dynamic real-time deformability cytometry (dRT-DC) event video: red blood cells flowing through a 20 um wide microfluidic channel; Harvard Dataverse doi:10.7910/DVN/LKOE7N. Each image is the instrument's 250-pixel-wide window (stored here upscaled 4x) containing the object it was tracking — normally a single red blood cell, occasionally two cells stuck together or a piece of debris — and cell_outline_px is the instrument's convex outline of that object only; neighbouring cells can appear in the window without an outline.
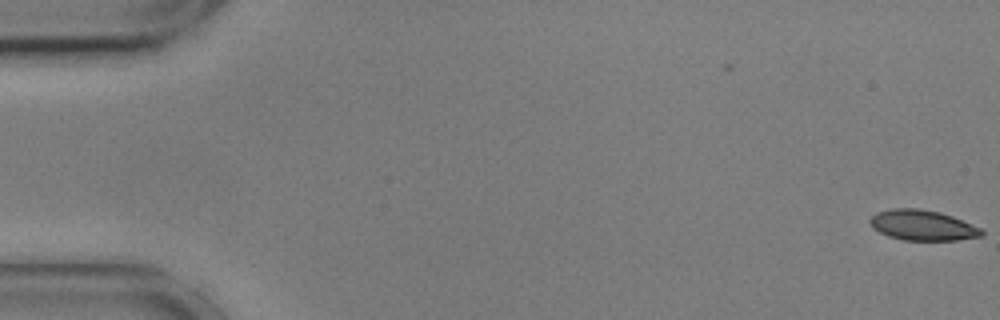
{"species": "common noctule bat (a hibernating species)", "species_latin": "Nyctalus noctula", "temperature_condition": "cold", "stored_images_in_passage": 44, "camera_frame_rate_fps": 3000, "um_per_image_px": 0.085, "animal": {"sex": "male", "body_mass_g": 17.9, "forearm_length_mm": 54.2}, "frame": {"image": 1, "passage_image": 1, "time_ms": 0.0, "image_size_px": [1000, 320], "cell_outline_px": [[984, 236], [956, 240], [904, 240], [888, 236], [872, 228], [868, 220], [876, 212], [892, 208], [920, 208], [940, 212], [952, 216], [980, 228], [984, 232]], "centroid_in_image_um": [78.39, 19.14], "position_along_channel_um": 6.6, "area_um2": 19.83}}
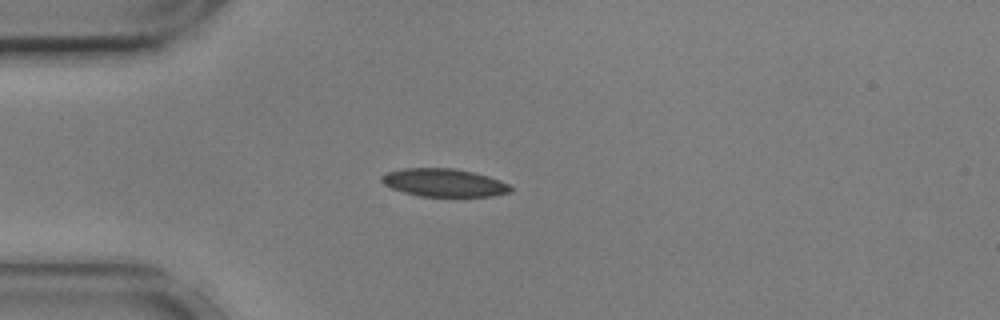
{"frame": {"image": 2, "passage_image": 15, "time_ms": 4.667, "image_size_px": [1000, 320], "cell_outline_px": [[512, 192], [492, 196], [420, 196], [404, 192], [392, 188], [384, 184], [380, 180], [380, 176], [388, 172], [404, 168], [452, 168], [472, 172], [488, 176], [500, 180], [508, 184], [512, 188]], "centroid_in_image_um": [37.74, 15.53], "position_along_channel_um": 47.3, "area_um2": 20.92}}
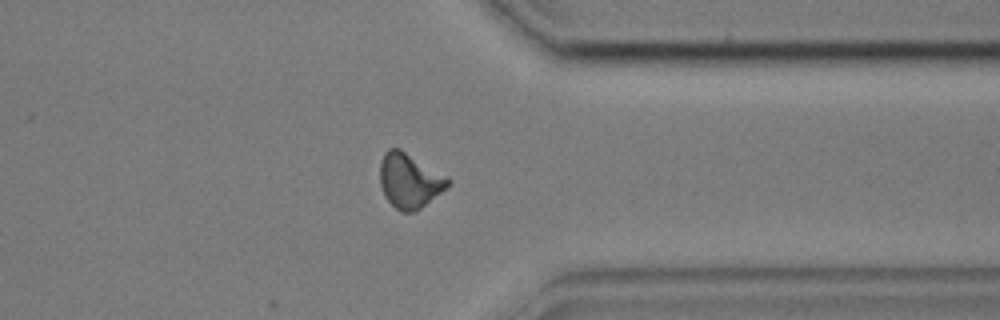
{"frame": {"image": 3, "passage_image": 44, "time_ms": 14.333, "image_size_px": [1000, 320], "cell_outline_px": [[452, 180], [440, 192], [420, 208], [412, 212], [400, 212], [384, 196], [380, 184], [380, 160], [384, 152], [388, 148], [400, 148], [448, 176]], "centroid_in_image_um": [34.78, 15.32], "position_along_channel_um": 376.6, "area_um2": 21.62}, "authors_computed_cell_mechanics": {"area_um2": 20.9236, "velocity_mm_per_s": 3.6034, "shape_relaxation_time_tau1_ms": 3.7534, "shape_relaxation_time_tau2_ms": 2.5528, "deformation_change_tau1": 0.1235, "deformation_change_tau2": 0.0802}}